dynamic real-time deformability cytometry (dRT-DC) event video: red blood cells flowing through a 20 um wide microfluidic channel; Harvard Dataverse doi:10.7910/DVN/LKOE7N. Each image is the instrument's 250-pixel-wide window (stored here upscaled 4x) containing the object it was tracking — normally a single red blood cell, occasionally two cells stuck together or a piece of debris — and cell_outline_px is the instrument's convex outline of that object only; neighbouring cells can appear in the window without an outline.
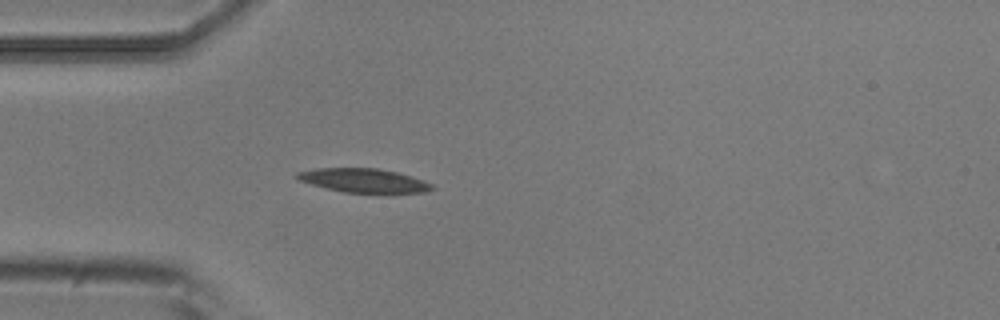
{"species": "common noctule bat (a hibernating species)", "species_latin": "Nyctalus noctula", "temperature_condition": "room temperature", "stored_images_in_passage": 5, "camera_frame_rate_fps": 3000, "um_per_image_px": 0.085, "animal": {"sex": "male", "body_mass_g": 20.5, "forearm_length_mm": 52.5}, "frame": {"image": 1, "passage_image": 5, "time_ms": 1.333, "image_size_px": [1000, 320], "cell_outline_px": [[436, 188], [424, 192], [392, 196], [344, 192], [312, 184], [300, 180], [296, 176], [296, 172], [316, 168], [376, 168], [396, 172], [424, 180], [432, 184]], "centroid_in_image_um": [31.04, 15.39], "position_along_channel_um": 54.0, "area_um2": 19.54}}